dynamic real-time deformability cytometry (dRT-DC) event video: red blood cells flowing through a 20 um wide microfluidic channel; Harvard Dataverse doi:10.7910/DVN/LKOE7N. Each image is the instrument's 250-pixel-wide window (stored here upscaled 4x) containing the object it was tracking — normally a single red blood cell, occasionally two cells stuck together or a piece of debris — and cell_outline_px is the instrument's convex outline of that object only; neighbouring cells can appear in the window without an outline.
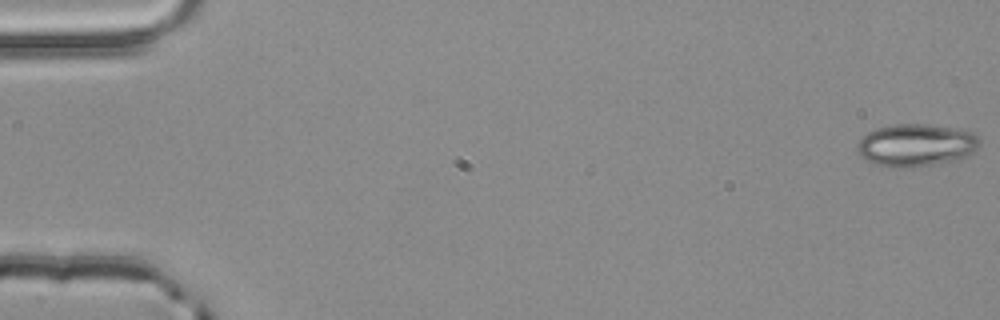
{"species": "common noctule bat (a hibernating species)", "species_latin": "Nyctalus noctula", "temperature_condition": "room temperature", "stored_images_in_passage": 4, "camera_frame_rate_fps": 3000, "um_per_image_px": 0.085, "animal": {"sex": "male", "body_mass_g": 20.4}, "frame": {"image": 1, "passage_image": 1, "time_ms": 0.0, "image_size_px": [1000, 320], "cell_outline_px": [[980, 144], [972, 152], [964, 156], [952, 160], [912, 168], [872, 164], [860, 156], [856, 152], [856, 148], [860, 140], [868, 132], [876, 128], [896, 124], [924, 124], [956, 128], [972, 132], [980, 136]], "centroid_in_image_um": [77.84, 12.32], "position_along_channel_um": 7.2, "area_um2": 30.11}}